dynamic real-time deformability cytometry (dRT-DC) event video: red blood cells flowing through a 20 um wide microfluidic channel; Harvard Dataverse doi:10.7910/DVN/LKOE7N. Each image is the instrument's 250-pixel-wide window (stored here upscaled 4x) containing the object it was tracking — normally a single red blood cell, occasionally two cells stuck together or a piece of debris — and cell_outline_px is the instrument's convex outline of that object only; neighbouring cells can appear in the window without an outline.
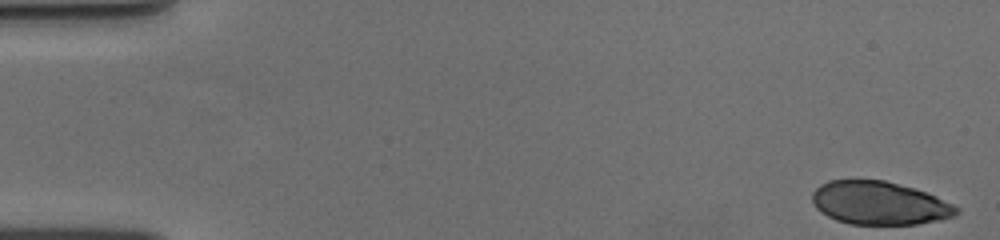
{"species": "human", "species_latin": "Homo sapiens", "temperature_condition": "cold", "stored_images_in_passage": 57, "camera_frame_rate_fps": 3000, "um_per_image_px": 0.085, "donor": {"sex": "female"}, "frame": {"image": 1, "passage_image": 1, "time_ms": 0.0, "image_size_px": [1000, 240], "cell_outline_px": [[960, 212], [956, 216], [940, 220], [916, 224], [848, 224], [836, 220], [820, 212], [816, 208], [812, 200], [812, 192], [820, 184], [828, 180], [884, 180], [912, 188], [936, 196], [960, 208]], "centroid_in_image_um": [74.74, 17.27], "position_along_channel_um": 10.3, "area_um2": 36.36}}
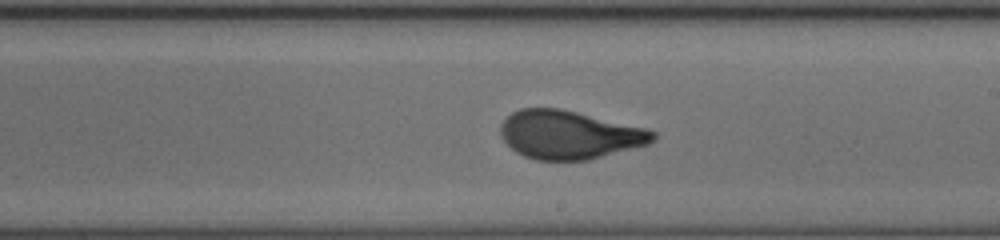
{"frame": {"image": 2, "passage_image": 33, "time_ms": 10.667, "image_size_px": [1000, 240], "cell_outline_px": [[656, 140], [648, 144], [588, 160], [536, 160], [524, 156], [516, 152], [500, 136], [500, 124], [512, 112], [520, 108], [560, 108], [648, 128], [656, 132]], "centroid_in_image_um": [48.4, 11.45], "position_along_channel_um": 240.6, "area_um2": 43.12}}
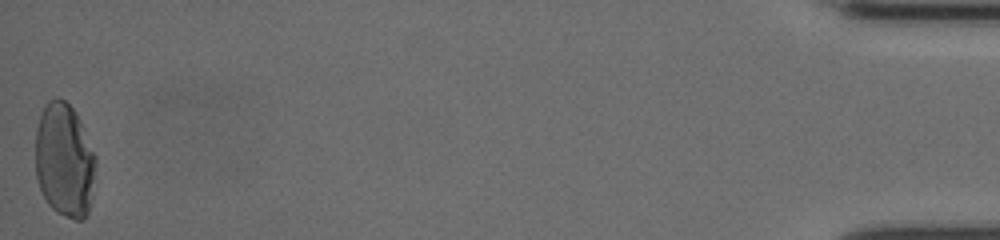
{"frame": {"image": 3, "passage_image": 57, "time_ms": 18.667, "image_size_px": [1000, 240], "cell_outline_px": [[96, 164], [92, 196], [88, 212], [84, 220], [76, 220], [56, 212], [48, 204], [40, 188], [36, 176], [36, 128], [44, 104], [48, 100], [56, 96], [64, 100], [76, 112], [96, 156]], "centroid_in_image_um": [5.48, 13.62], "position_along_channel_um": 429.7, "area_um2": 40.34}, "authors_computed_cell_mechanics": {"area_um2": 41.4426, "velocity_mm_per_s": 3.5812, "shape_relaxation_time_tau1_ms": 6.5623, "shape_relaxation_time_tau2_ms": null, "deformation_change_tau1": 0.2206, "deformation_change_tau2": null}}